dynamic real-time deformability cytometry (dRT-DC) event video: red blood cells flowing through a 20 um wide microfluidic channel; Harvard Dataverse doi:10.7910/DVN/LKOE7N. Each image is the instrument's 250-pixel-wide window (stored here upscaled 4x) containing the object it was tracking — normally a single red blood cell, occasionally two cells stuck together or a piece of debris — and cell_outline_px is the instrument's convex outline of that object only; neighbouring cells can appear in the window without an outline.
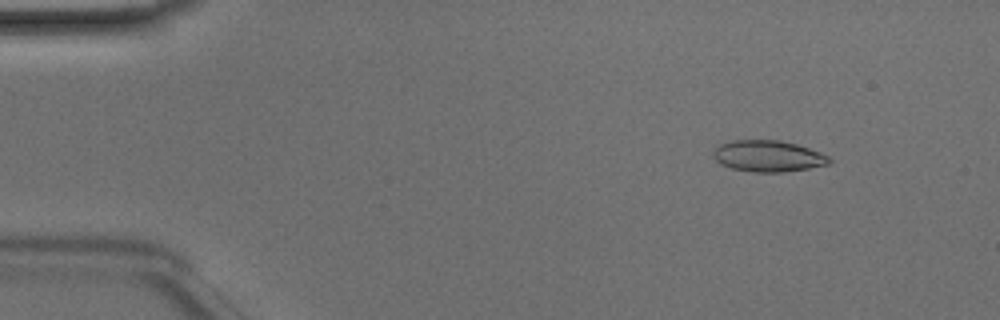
{"species": "Egyptian fruit bat (a non-hibernating species)", "species_latin": "Rousettus aegyptiacus", "temperature_condition": "room temperature", "stored_images_in_passage": 49, "camera_frame_rate_fps": 3000, "um_per_image_px": 0.085, "animal": {"sex": "male"}, "frame": {"image": 1, "passage_image": 6, "time_ms": 1.667, "image_size_px": [1000, 320], "cell_outline_px": [[832, 160], [828, 164], [808, 168], [784, 172], [752, 172], [732, 168], [720, 164], [712, 156], [712, 152], [720, 144], [732, 140], [780, 140], [796, 144], [820, 152], [828, 156]], "centroid_in_image_um": [65.26, 13.26], "position_along_channel_um": 19.7, "area_um2": 21.15}}
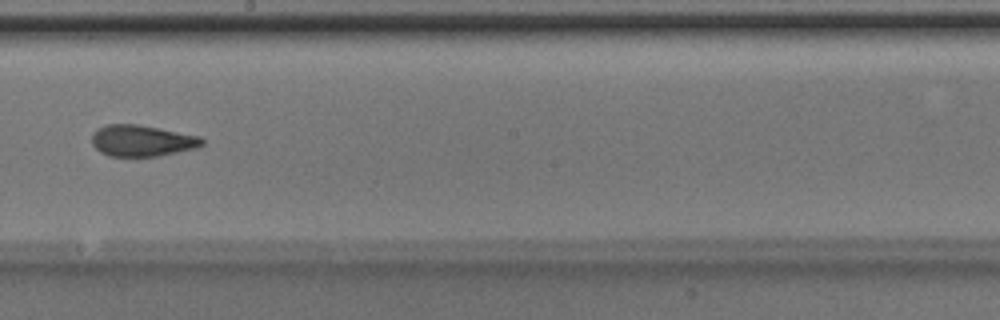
{"frame": {"image": 2, "passage_image": 28, "time_ms": 9.0, "image_size_px": [1000, 320], "cell_outline_px": [[204, 144], [200, 148], [156, 156], [108, 156], [100, 152], [92, 144], [92, 132], [96, 128], [108, 124], [136, 124], [160, 128], [200, 136], [204, 140]], "centroid_in_image_um": [12.08, 11.96], "position_along_channel_um": 236.1, "area_um2": 20.35}}
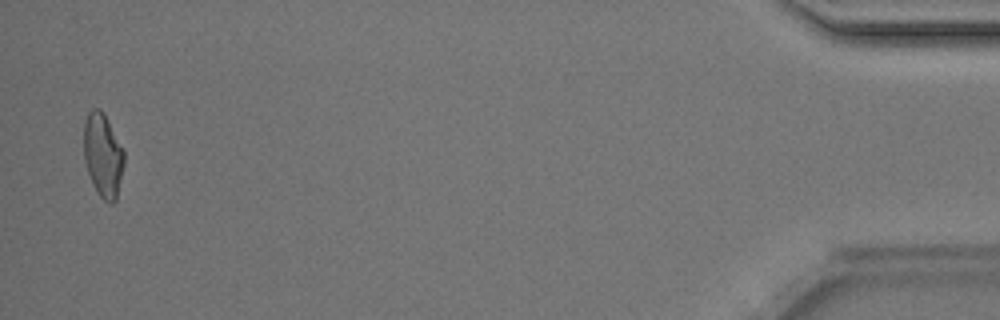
{"frame": {"image": 3, "passage_image": 48, "time_ms": 15.667, "image_size_px": [1000, 320], "cell_outline_px": [[124, 164], [116, 200], [112, 204], [108, 204], [100, 196], [88, 172], [84, 160], [84, 120], [88, 112], [92, 108], [100, 108], [104, 112], [124, 148]], "centroid_in_image_um": [8.76, 13.14], "position_along_channel_um": 426.4, "area_um2": 19.83}, "authors_computed_cell_mechanics": {"area_um2": 20.3456, "velocity_mm_per_s": 4.185, "shape_relaxation_time_tau1_ms": 5.7971, "shape_relaxation_time_tau2_ms": 1.5405, "deformation_change_tau1": 0.163, "deformation_change_tau2": 0.079}}